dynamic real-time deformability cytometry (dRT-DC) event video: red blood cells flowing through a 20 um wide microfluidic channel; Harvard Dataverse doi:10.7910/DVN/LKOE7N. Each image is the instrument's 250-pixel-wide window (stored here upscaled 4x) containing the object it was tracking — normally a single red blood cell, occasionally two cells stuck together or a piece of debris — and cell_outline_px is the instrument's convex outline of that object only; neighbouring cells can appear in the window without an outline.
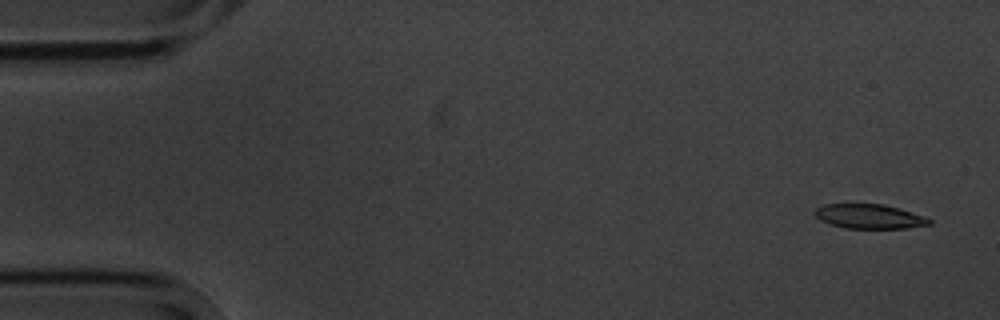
{"species": "common noctule bat (a hibernating species)", "species_latin": "Nyctalus noctula", "temperature_condition": "cold", "stored_images_in_passage": 6, "camera_frame_rate_fps": 3000, "um_per_image_px": 0.085, "animal": {"sex": "male", "body_mass_g": 20.1, "forearm_length_mm": 53.5}, "frame": {"image": 1, "passage_image": 1, "time_ms": 0.0, "image_size_px": [1000, 320], "cell_outline_px": [[932, 224], [908, 228], [844, 228], [820, 220], [816, 216], [816, 208], [824, 204], [884, 204], [900, 208], [924, 216], [932, 220]], "centroid_in_image_um": [73.94, 18.39], "position_along_channel_um": 11.1, "area_um2": 16.24}}
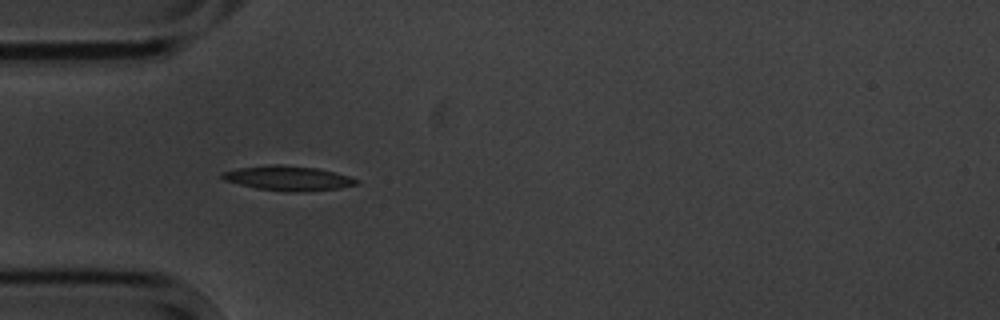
{"frame": {"image": 2, "passage_image": 5, "time_ms": 4.667, "image_size_px": [1000, 320], "cell_outline_px": [[360, 184], [340, 188], [288, 192], [284, 192], [256, 188], [224, 180], [220, 176], [220, 172], [240, 168], [272, 164], [280, 164], [316, 168], [348, 176], [360, 180]], "centroid_in_image_um": [24.48, 15.15], "position_along_channel_um": 60.5, "area_um2": 19.13}}
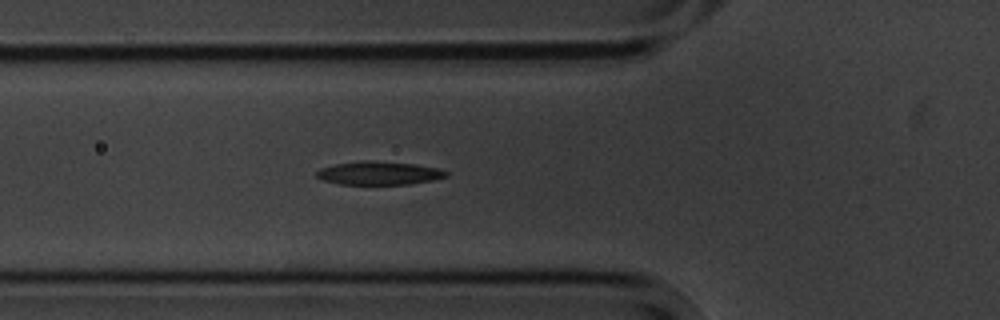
{"frame": {"image": 3, "passage_image": 6, "time_ms": 5.667, "image_size_px": [1000, 320], "cell_outline_px": [[448, 176], [432, 180], [408, 184], [340, 184], [324, 180], [316, 176], [316, 172], [320, 168], [336, 164], [360, 160], [372, 160], [416, 164], [440, 168], [448, 172]], "centroid_in_image_um": [32.23, 14.7], "position_along_channel_um": 93.6, "area_um2": 17.69}}